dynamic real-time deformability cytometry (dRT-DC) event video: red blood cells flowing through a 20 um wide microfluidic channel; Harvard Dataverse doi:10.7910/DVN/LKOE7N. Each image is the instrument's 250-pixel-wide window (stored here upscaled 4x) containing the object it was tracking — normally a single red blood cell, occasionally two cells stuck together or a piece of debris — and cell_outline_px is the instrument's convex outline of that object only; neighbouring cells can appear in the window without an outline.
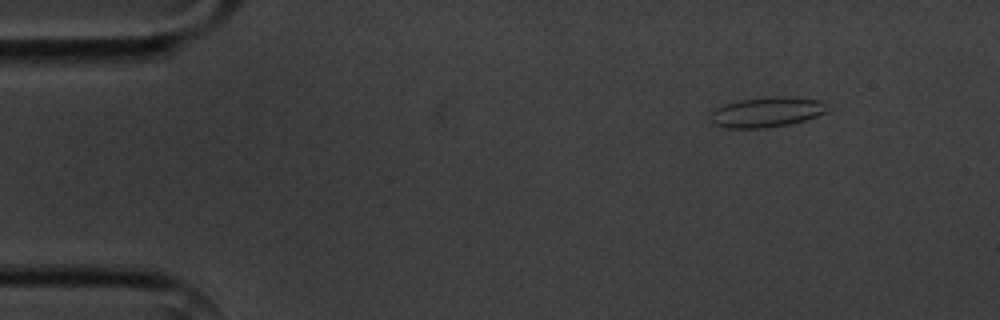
{"species": "common noctule bat (a hibernating species)", "species_latin": "Nyctalus noctula", "temperature_condition": "cold", "stored_images_in_passage": 5, "camera_frame_rate_fps": 3000, "um_per_image_px": 0.085, "animal": {"sex": "male", "body_mass_g": 20.1, "forearm_length_mm": 53.5}, "frame": {"image": 1, "passage_image": 1, "time_ms": 0.0, "image_size_px": [1000, 320], "cell_outline_px": [[828, 112], [804, 120], [788, 124], [764, 128], [728, 128], [712, 124], [708, 116], [716, 108], [724, 104], [740, 100], [772, 96], [776, 96], [820, 100], [824, 104]], "centroid_in_image_um": [65.11, 9.54], "position_along_channel_um": 19.9, "area_um2": 20.35}}
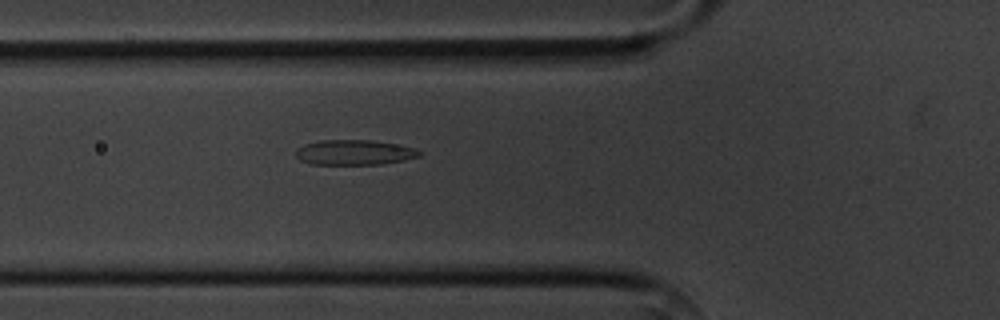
{"frame": {"image": 2, "passage_image": 5, "time_ms": 4.333, "image_size_px": [1000, 320], "cell_outline_px": [[420, 156], [404, 160], [384, 164], [312, 164], [300, 160], [296, 156], [296, 148], [304, 144], [320, 140], [372, 140], [416, 148], [420, 152]], "centroid_in_image_um": [30.1, 12.95], "position_along_channel_um": 95.7, "area_um2": 18.03}}